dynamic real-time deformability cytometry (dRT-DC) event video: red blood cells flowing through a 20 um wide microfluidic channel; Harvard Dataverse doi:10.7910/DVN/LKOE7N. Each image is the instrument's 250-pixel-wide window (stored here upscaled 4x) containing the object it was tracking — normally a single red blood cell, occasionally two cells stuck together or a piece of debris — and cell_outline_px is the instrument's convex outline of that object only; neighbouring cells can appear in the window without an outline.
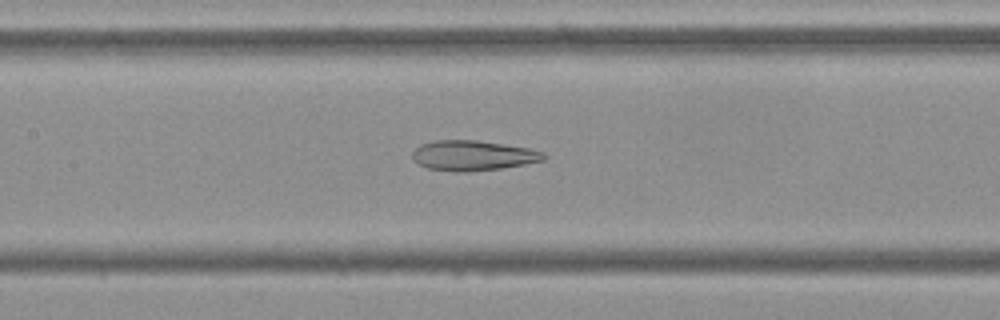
{"species": "Egyptian fruit bat (a non-hibernating species)", "species_latin": "Rousettus aegyptiacus", "temperature_condition": "cold", "stored_images_in_passage": 54, "camera_frame_rate_fps": 3000, "um_per_image_px": 0.085, "frame": {"image": 1, "passage_image": 25, "time_ms": 8.0, "image_size_px": [1000, 320], "cell_outline_px": [[548, 156], [544, 160], [524, 164], [500, 168], [464, 172], [456, 172], [428, 168], [412, 160], [412, 152], [420, 144], [436, 140], [476, 140], [504, 144], [528, 148], [544, 152]], "centroid_in_image_um": [40.19, 13.21], "position_along_channel_um": 167.2, "area_um2": 23.0}}
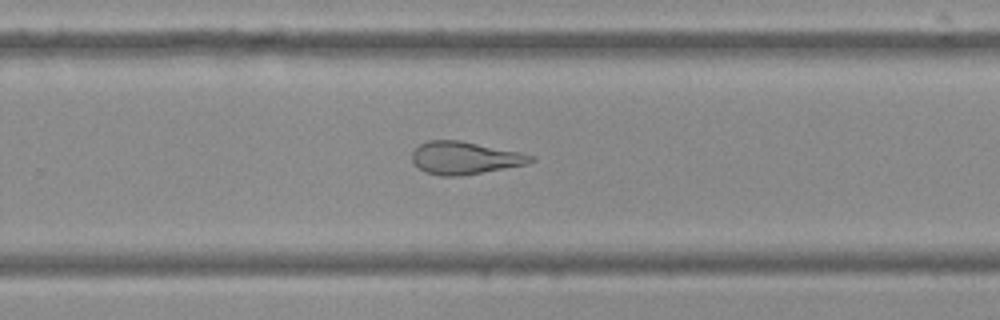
{"frame": {"image": 2, "passage_image": 35, "time_ms": 11.333, "image_size_px": [1000, 320], "cell_outline_px": [[536, 160], [528, 164], [460, 176], [440, 176], [424, 172], [412, 160], [412, 152], [420, 144], [428, 140], [460, 140], [520, 152], [536, 156]], "centroid_in_image_um": [39.53, 13.42], "position_along_channel_um": 290.3, "area_um2": 22.6}}
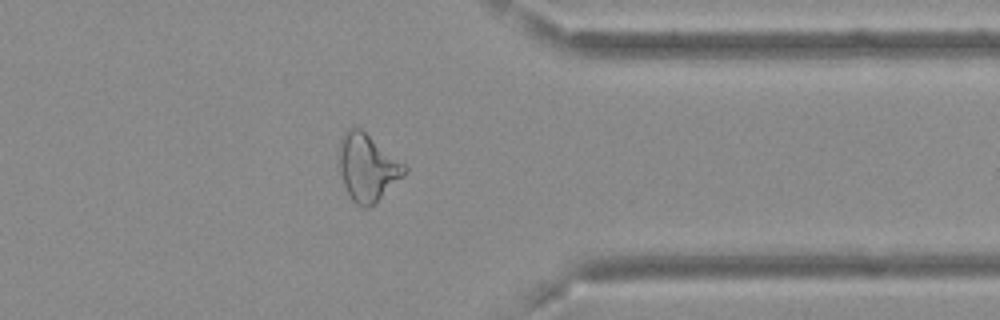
{"frame": {"image": 3, "passage_image": 43, "time_ms": 14.0, "image_size_px": [1000, 320], "cell_outline_px": [[408, 172], [368, 208], [360, 208], [352, 200], [344, 184], [336, 164], [340, 140], [344, 132], [348, 128], [360, 128], [404, 164], [408, 168]], "centroid_in_image_um": [31.18, 14.23], "position_along_channel_um": 380.2, "area_um2": 25.49}, "authors_computed_cell_mechanics": {"area_um2": 26.7325, "velocity_mm_per_s": 3.7031, "shape_relaxation_time_tau1_ms": null, "shape_relaxation_time_tau2_ms": 3.0452, "deformation_change_tau1": null, "deformation_change_tau2": 0.1334}}